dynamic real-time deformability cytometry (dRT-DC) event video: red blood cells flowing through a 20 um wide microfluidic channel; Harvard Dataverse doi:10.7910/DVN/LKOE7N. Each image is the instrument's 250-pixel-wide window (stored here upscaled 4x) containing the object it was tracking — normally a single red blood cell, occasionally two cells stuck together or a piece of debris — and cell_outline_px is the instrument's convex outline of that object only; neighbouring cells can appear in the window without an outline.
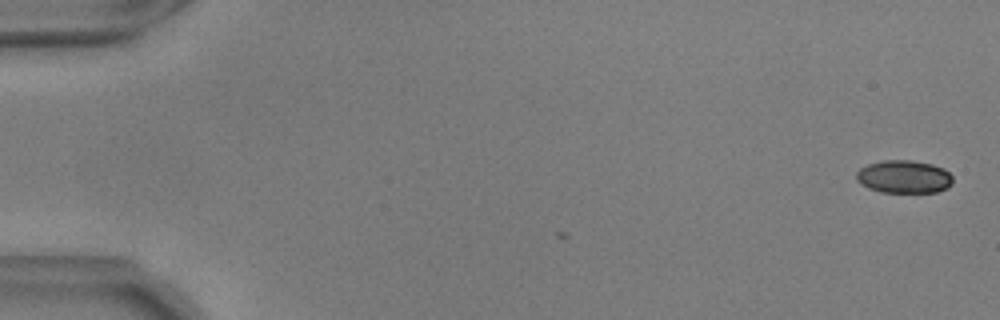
{"species": "common noctule bat (a hibernating species)", "species_latin": "Nyctalus noctula", "temperature_condition": "warm", "stored_images_in_passage": 4, "camera_frame_rate_fps": 3000, "um_per_image_px": 0.085, "animal": {"sex": "male", "body_mass_g": 17.9, "forearm_length_mm": 54.2}, "frame": {"image": 1, "passage_image": 1, "time_ms": 0.0, "image_size_px": [1000, 320], "cell_outline_px": [[952, 184], [948, 188], [936, 192], [880, 192], [868, 188], [860, 184], [856, 180], [856, 172], [860, 168], [868, 164], [884, 160], [912, 160], [932, 164], [944, 168], [952, 176]], "centroid_in_image_um": [76.83, 15.02], "position_along_channel_um": 8.2, "area_um2": 18.67}}